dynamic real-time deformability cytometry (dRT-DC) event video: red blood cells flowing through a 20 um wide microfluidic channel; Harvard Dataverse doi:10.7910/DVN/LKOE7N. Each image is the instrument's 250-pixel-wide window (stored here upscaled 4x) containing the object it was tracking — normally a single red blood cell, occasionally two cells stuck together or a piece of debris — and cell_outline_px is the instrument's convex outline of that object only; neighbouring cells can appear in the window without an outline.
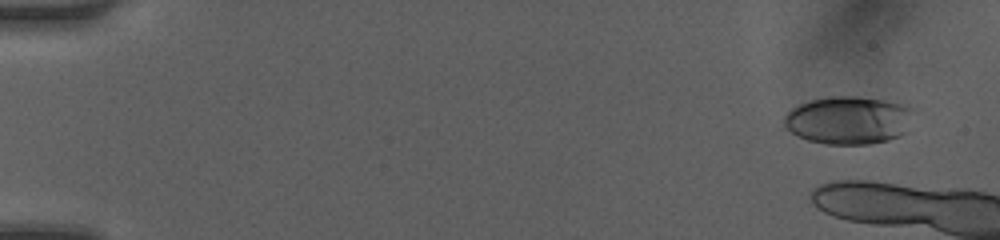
{"species": "human", "species_latin": "Homo sapiens", "temperature_condition": "room temperature", "stored_images_in_passage": 6, "camera_frame_rate_fps": 3000, "um_per_image_px": 0.085, "donor": {"sex": "female"}, "frame": {"image": 1, "passage_image": 1, "time_ms": 0.0, "image_size_px": [1000, 240], "cell_outline_px": [[920, 108], [908, 132], [900, 136], [888, 140], [868, 144], [824, 144], [808, 140], [784, 128], [784, 116], [792, 108], [800, 104], [812, 100], [832, 96], [860, 96], [908, 104]], "centroid_in_image_um": [72.27, 10.2], "position_along_channel_um": 12.7, "area_um2": 37.17}}